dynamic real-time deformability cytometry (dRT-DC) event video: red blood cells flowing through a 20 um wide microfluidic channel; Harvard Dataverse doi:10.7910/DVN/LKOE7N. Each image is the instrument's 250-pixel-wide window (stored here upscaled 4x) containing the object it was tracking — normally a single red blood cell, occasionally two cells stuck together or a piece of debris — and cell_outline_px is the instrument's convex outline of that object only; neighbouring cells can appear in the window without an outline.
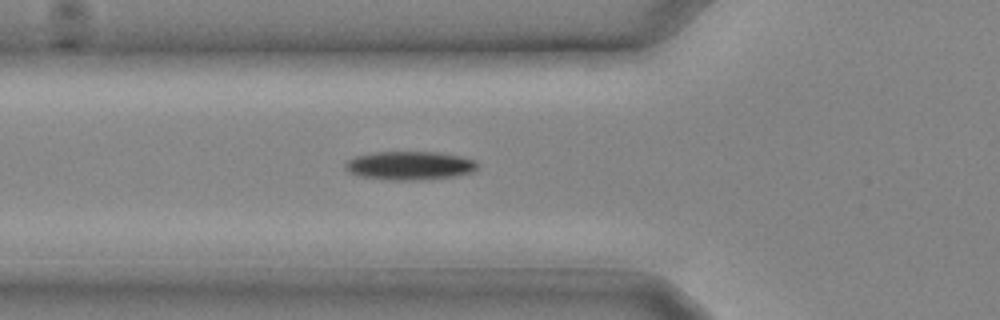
{"species": "common noctule bat (a hibernating species)", "species_latin": "Nyctalus noctula", "temperature_condition": "cold", "stored_images_in_passage": 4, "camera_frame_rate_fps": 3000, "um_per_image_px": 0.085, "animal": {"sex": "male", "body_mass_g": 20.4}, "frame": {"image": 1, "passage_image": 2, "time_ms": 0.333, "image_size_px": [1000, 320], "cell_outline_px": [[476, 168], [472, 172], [452, 176], [408, 180], [396, 180], [360, 176], [348, 172], [344, 168], [344, 160], [352, 156], [372, 152], [440, 152], [460, 156], [476, 160]], "centroid_in_image_um": [34.73, 14.05], "position_along_channel_um": 91.1, "area_um2": 21.96}}
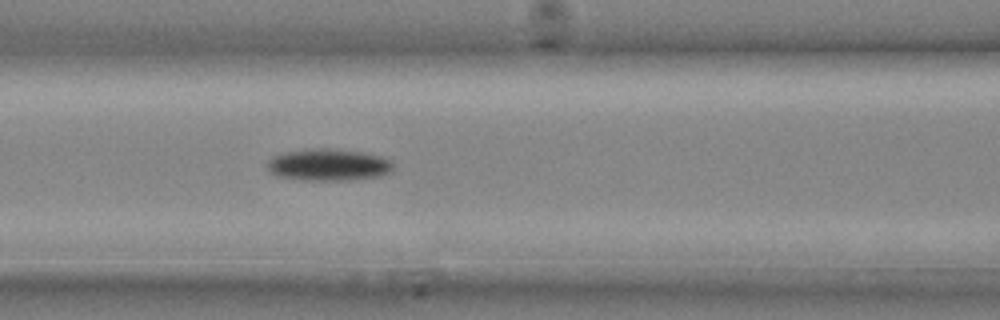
{"frame": {"image": 2, "passage_image": 4, "time_ms": 1.0, "image_size_px": [1000, 320], "cell_outline_px": [[392, 172], [380, 176], [348, 180], [304, 180], [276, 176], [268, 168], [268, 160], [272, 156], [284, 152], [308, 148], [328, 148], [360, 152], [380, 156], [392, 160]], "centroid_in_image_um": [27.91, 14.0], "position_along_channel_um": 138.7, "area_um2": 23.47}}